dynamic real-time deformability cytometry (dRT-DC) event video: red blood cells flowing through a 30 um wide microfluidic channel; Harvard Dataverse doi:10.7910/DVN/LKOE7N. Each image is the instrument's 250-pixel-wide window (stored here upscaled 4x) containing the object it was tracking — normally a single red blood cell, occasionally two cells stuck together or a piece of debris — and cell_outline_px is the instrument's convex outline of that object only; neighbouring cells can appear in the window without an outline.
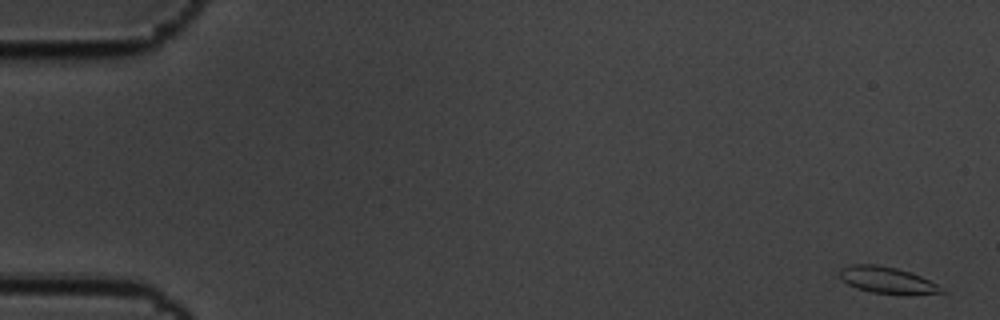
{"species": "common noctule bat (a hibernating species)", "species_latin": "Nyctalus noctula", "temperature_condition": "cold", "stored_images_in_passage": 59, "camera_frame_rate_fps": 3000, "um_per_image_px": 0.085, "animal": {"sex": "male", "body_mass_g": 19.5, "forearm_length_mm": 54.6}, "frame": {"image": 1, "passage_image": 1, "time_ms": 0.0, "image_size_px": [1000, 320], "cell_outline_px": [[948, 292], [908, 296], [872, 292], [856, 288], [840, 280], [840, 268], [852, 264], [876, 264], [896, 268], [920, 276], [944, 288]], "centroid_in_image_um": [75.43, 23.84], "position_along_channel_um": 9.6, "area_um2": 16.07}}
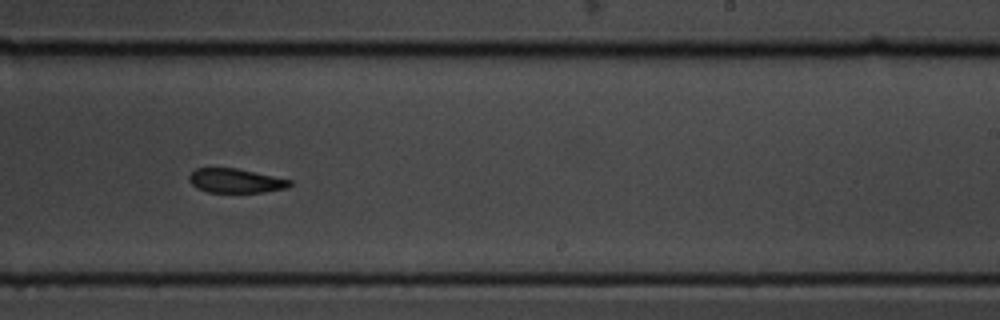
{"frame": {"image": 2, "passage_image": 36, "time_ms": 11.667, "image_size_px": [1000, 320], "cell_outline_px": [[292, 184], [288, 188], [264, 192], [208, 192], [196, 188], [188, 180], [188, 176], [196, 168], [236, 168], [292, 180]], "centroid_in_image_um": [20.03, 15.37], "position_along_channel_um": 269.0, "area_um2": 14.22}}
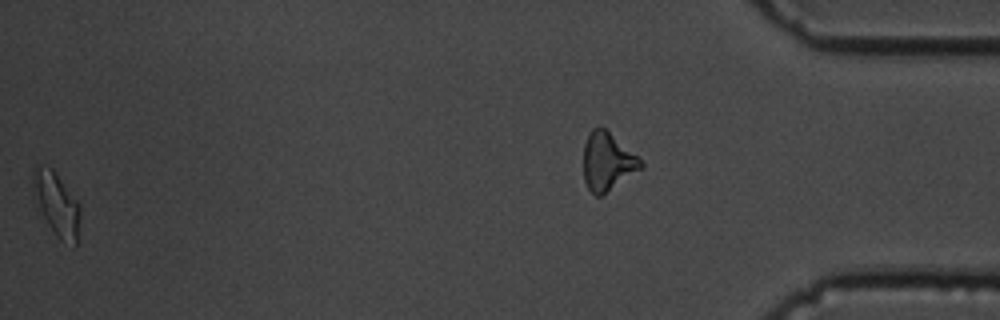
{"frame": {"image": 3, "passage_image": 58, "time_ms": 19.0, "image_size_px": [1000, 320], "cell_outline_px": [[80, 216], [76, 244], [72, 248], [60, 240], [56, 236], [48, 224], [40, 208], [32, 188], [32, 168], [36, 164], [52, 168], [80, 204]], "centroid_in_image_um": [4.82, 17.35], "position_along_channel_um": 430.4, "area_um2": 17.4}, "authors_computed_cell_mechanics": {"area_um2": 15.895, "velocity_mm_per_s": 3.4355, "shape_relaxation_time_tau1_ms": 4.1639, "shape_relaxation_time_tau2_ms": 3.5429, "deformation_change_tau1": 0.1342, "deformation_change_tau2": 0.1139}}